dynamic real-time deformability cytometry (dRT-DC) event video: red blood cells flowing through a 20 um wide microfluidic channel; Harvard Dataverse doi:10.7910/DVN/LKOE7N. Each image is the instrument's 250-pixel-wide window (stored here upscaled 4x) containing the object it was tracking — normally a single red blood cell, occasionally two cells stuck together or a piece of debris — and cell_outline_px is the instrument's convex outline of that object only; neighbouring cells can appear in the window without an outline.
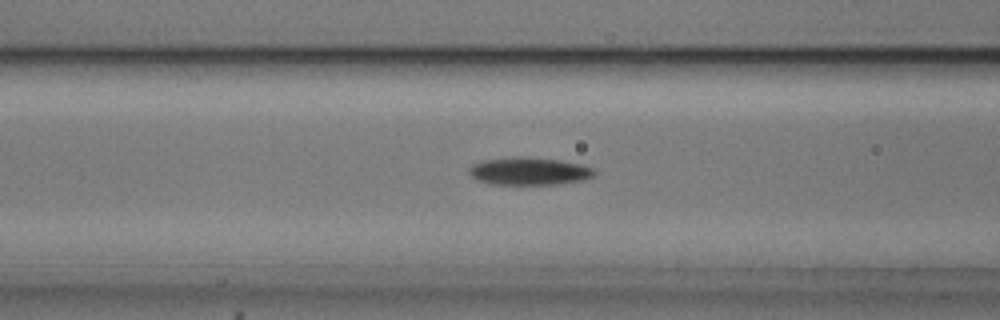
{"species": "common noctule bat (a hibernating species)", "species_latin": "Nyctalus noctula", "temperature_condition": "cold", "stored_images_in_passage": 54, "camera_frame_rate_fps": 3000, "um_per_image_px": 0.085, "animal": {"sex": "male", "body_mass_g": 20.5, "forearm_length_mm": 52.5}, "frame": {"image": 1, "passage_image": 21, "time_ms": 6.667, "image_size_px": [1000, 320], "cell_outline_px": [[596, 172], [592, 176], [580, 180], [560, 184], [492, 184], [480, 180], [472, 176], [468, 172], [468, 168], [472, 164], [484, 160], [512, 156], [524, 156], [560, 160], [580, 164], [592, 168]], "centroid_in_image_um": [44.95, 14.53], "position_along_channel_um": 121.7, "area_um2": 20.11}}
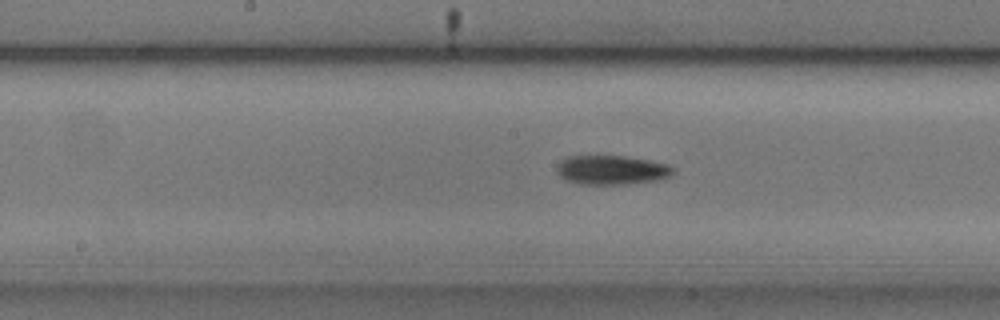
{"frame": {"image": 2, "passage_image": 27, "time_ms": 8.667, "image_size_px": [1000, 320], "cell_outline_px": [[676, 172], [672, 176], [664, 180], [628, 184], [580, 184], [568, 180], [560, 176], [556, 172], [556, 168], [568, 156], [628, 156], [652, 160], [668, 164], [676, 168]], "centroid_in_image_um": [52.13, 14.45], "position_along_channel_um": 196.1, "area_um2": 20.17}}
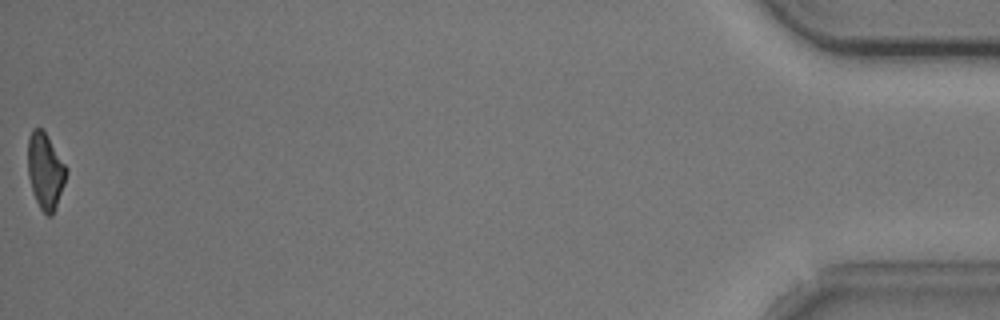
{"frame": {"image": 3, "passage_image": 54, "time_ms": 17.667, "image_size_px": [1000, 320], "cell_outline_px": [[68, 172], [56, 208], [52, 216], [48, 216], [40, 208], [32, 192], [28, 176], [28, 136], [32, 128], [40, 128], [44, 132], [68, 168]], "centroid_in_image_um": [3.85, 14.55], "position_along_channel_um": 431.4, "area_um2": 16.99}, "authors_computed_cell_mechanics": {"area_um2": 18.8717, "velocity_mm_per_s": 3.717, "shape_relaxation_time_tau1_ms": 2.2901, "shape_relaxation_time_tau2_ms": null, "deformation_change_tau1": 0.1164, "deformation_change_tau2": null}}